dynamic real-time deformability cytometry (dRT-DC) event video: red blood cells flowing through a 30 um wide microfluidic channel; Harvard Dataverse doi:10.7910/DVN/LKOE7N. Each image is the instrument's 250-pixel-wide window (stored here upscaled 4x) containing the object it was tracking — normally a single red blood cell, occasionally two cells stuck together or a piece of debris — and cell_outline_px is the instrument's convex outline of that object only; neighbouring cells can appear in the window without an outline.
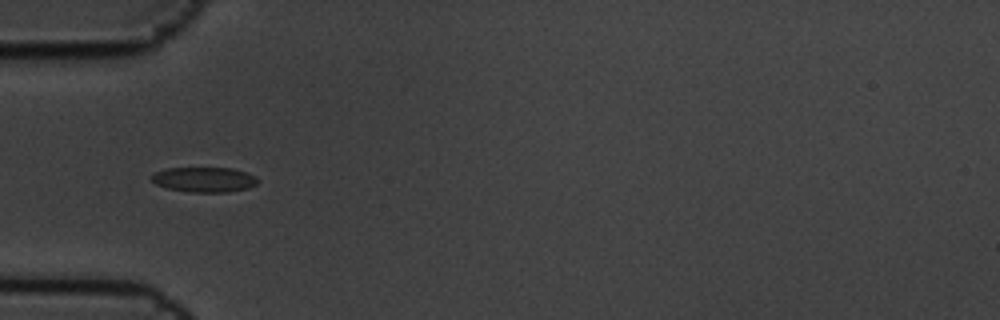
{"species": "common noctule bat (a hibernating species)", "species_latin": "Nyctalus noctula", "temperature_condition": "cold", "stored_images_in_passage": 6, "camera_frame_rate_fps": 3000, "um_per_image_px": 0.085, "animal": {"sex": "male", "body_mass_g": 19.5, "forearm_length_mm": 54.6}, "frame": {"image": 1, "passage_image": 6, "time_ms": 1.667, "image_size_px": [1000, 320], "cell_outline_px": [[256, 184], [248, 188], [228, 192], [188, 192], [168, 188], [156, 184], [152, 180], [152, 176], [156, 172], [164, 168], [232, 168], [256, 176]], "centroid_in_image_um": [17.35, 15.26], "position_along_channel_um": 67.7, "area_um2": 15.32}}